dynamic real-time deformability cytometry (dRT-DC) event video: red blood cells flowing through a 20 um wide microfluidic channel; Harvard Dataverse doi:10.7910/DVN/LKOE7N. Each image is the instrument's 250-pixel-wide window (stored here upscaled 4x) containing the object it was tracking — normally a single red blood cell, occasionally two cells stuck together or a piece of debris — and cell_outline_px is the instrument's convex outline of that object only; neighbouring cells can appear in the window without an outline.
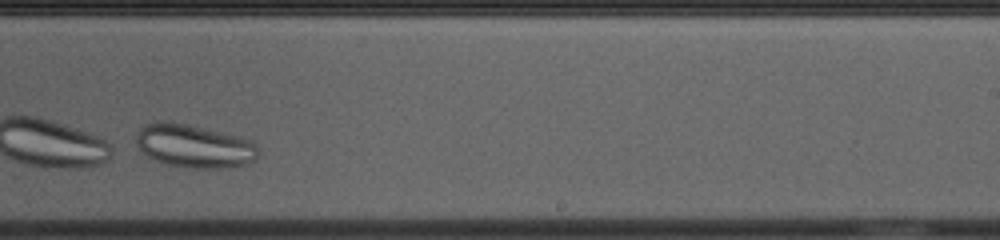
{"species": "common noctule bat (a hibernating species)", "species_latin": "Nyctalus noctula", "temperature_condition": "cold", "stored_images_in_passage": 31, "camera_frame_rate_fps": 3000, "um_per_image_px": 0.085, "animal": {"sex": "female", "body_mass_g": 23.0, "forearm_length_mm": 53.4}, "frame": {"image": 1, "passage_image": 22, "time_ms": 7.0, "image_size_px": [1000, 240], "cell_outline_px": [[256, 160], [248, 164], [228, 168], [192, 168], [168, 164], [156, 160], [148, 156], [136, 144], [136, 136], [140, 128], [144, 124], [188, 124], [240, 136], [252, 140], [256, 144]], "centroid_in_image_um": [16.57, 12.44], "position_along_channel_um": 272.4, "area_um2": 30.23}}